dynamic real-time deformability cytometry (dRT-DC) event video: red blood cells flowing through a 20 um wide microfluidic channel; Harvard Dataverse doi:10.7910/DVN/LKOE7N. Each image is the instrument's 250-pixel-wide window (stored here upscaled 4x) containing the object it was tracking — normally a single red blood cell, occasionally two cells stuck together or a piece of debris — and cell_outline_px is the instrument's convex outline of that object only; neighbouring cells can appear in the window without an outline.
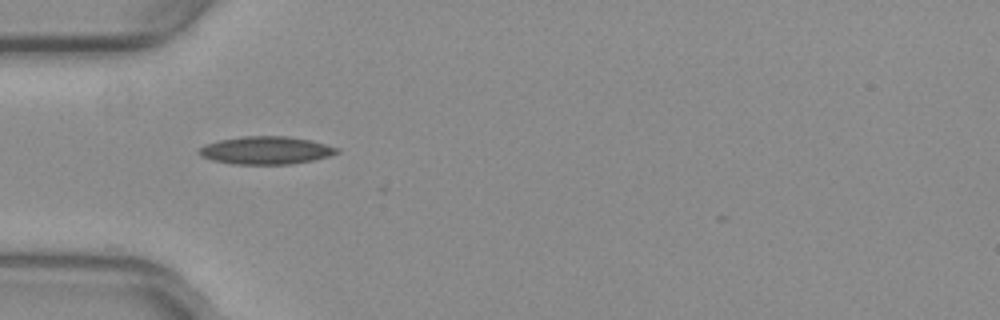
{"species": "common noctule bat (a hibernating species)", "species_latin": "Nyctalus noctula", "temperature_condition": "warm", "stored_images_in_passage": 4, "camera_frame_rate_fps": 3000, "um_per_image_px": 0.085, "animal": {"sex": "female", "body_mass_g": 29.2, "forearm_length_mm": 56.3}, "frame": {"image": 1, "passage_image": 1, "time_ms": 0.0, "image_size_px": [1000, 320], "cell_outline_px": [[340, 152], [328, 156], [312, 160], [292, 164], [232, 164], [212, 160], [200, 156], [196, 152], [204, 144], [220, 140], [240, 136], [288, 136], [312, 140], [340, 148]], "centroid_in_image_um": [22.59, 12.77], "position_along_channel_um": 62.4, "area_um2": 22.54}}